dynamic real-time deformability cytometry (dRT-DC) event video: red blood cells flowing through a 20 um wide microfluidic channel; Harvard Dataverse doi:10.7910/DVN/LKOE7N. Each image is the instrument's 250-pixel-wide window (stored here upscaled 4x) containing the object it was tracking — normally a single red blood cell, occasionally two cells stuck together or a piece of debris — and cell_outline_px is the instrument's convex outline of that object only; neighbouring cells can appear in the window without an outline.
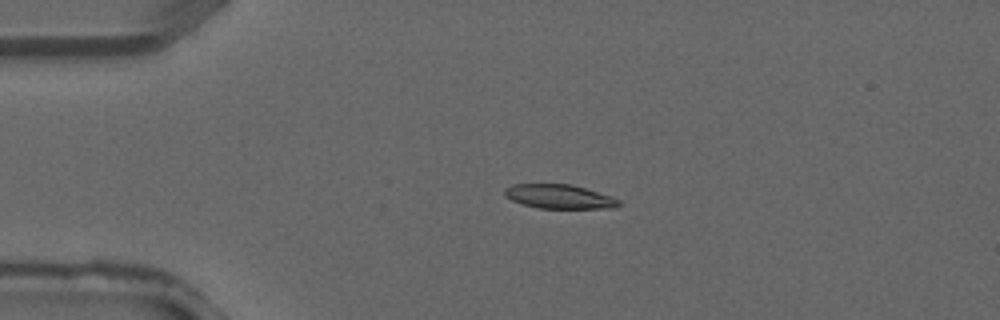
{"species": "common noctule bat (a hibernating species)", "species_latin": "Nyctalus noctula", "temperature_condition": "warm", "stored_images_in_passage": 3, "camera_frame_rate_fps": 3000, "um_per_image_px": 0.085, "animal": {"sex": "male", "forearm_length_mm": 52.5}, "frame": {"image": 1, "passage_image": 3, "time_ms": 0.667, "image_size_px": [1000, 320], "cell_outline_px": [[620, 204], [616, 208], [536, 208], [512, 200], [504, 196], [504, 188], [512, 184], [572, 184], [612, 196], [620, 200]], "centroid_in_image_um": [47.54, 16.7], "position_along_channel_um": 37.5, "area_um2": 16.13}}